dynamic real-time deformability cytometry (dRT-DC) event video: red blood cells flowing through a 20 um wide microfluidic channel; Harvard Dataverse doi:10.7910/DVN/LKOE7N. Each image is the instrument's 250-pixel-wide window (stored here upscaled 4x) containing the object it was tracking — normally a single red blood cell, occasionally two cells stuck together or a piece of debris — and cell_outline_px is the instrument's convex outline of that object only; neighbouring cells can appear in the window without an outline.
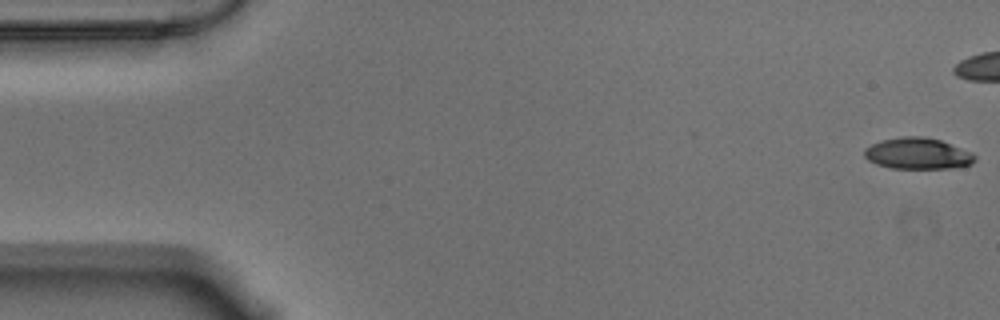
{"species": "Egyptian fruit bat (a non-hibernating species)", "species_latin": "Rousettus aegyptiacus", "temperature_condition": "warm", "stored_images_in_passage": 45, "camera_frame_rate_fps": 3000, "um_per_image_px": 0.085, "animal": {"sex": "male"}, "frame": {"image": 1, "passage_image": 1, "time_ms": 0.0, "image_size_px": [1000, 320], "cell_outline_px": [[976, 160], [972, 164], [952, 168], [892, 168], [876, 164], [868, 160], [864, 156], [864, 148], [880, 140], [900, 136], [924, 136], [940, 140], [972, 152], [976, 156]], "centroid_in_image_um": [78.0, 13.04], "position_along_channel_um": 7.0, "area_um2": 20.29}}
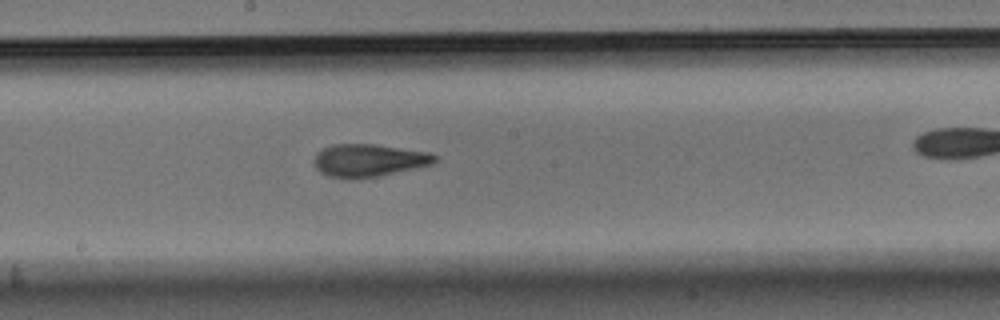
{"frame": {"image": 2, "passage_image": 30, "time_ms": 9.667, "image_size_px": [1000, 320], "cell_outline_px": [[436, 160], [432, 164], [416, 168], [380, 176], [328, 176], [320, 172], [316, 168], [312, 160], [316, 152], [332, 144], [376, 144], [432, 152], [436, 156]], "centroid_in_image_um": [31.37, 13.59], "position_along_channel_um": 216.8, "area_um2": 22.72}}
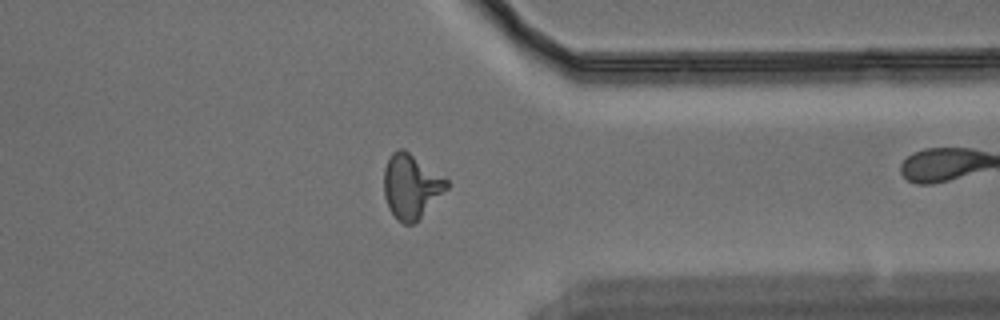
{"frame": {"image": 3, "passage_image": 44, "time_ms": 14.333, "image_size_px": [1000, 320], "cell_outline_px": [[448, 188], [412, 224], [404, 224], [388, 208], [384, 196], [384, 168], [392, 152], [400, 148], [404, 148], [448, 180]], "centroid_in_image_um": [34.92, 15.79], "position_along_channel_um": 376.5, "area_um2": 23.0}}